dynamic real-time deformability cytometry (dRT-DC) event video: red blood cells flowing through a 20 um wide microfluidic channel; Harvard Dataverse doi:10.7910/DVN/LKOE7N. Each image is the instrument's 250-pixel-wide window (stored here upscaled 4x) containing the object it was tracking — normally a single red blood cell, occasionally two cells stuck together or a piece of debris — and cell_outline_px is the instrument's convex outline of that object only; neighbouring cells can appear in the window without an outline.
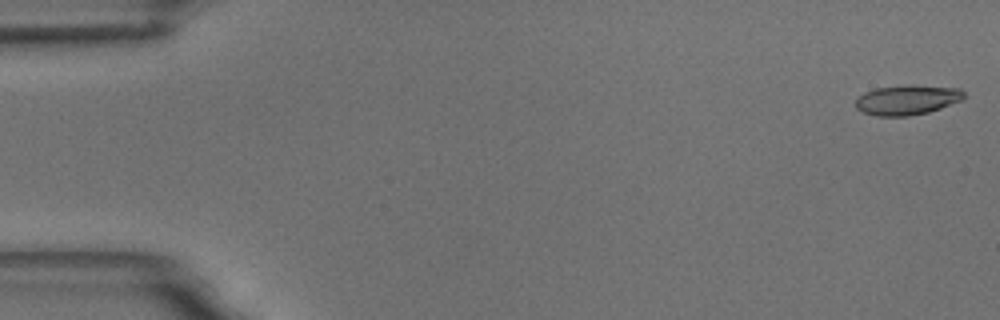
{"species": "common noctule bat (a hibernating species)", "species_latin": "Nyctalus noctula", "temperature_condition": "room temperature", "stored_images_in_passage": 6, "camera_frame_rate_fps": 3000, "um_per_image_px": 0.085, "animal": {"sex": "male", "body_mass_g": 18.8}, "frame": {"image": 1, "passage_image": 1, "time_ms": 0.0, "image_size_px": [1000, 320], "cell_outline_px": [[964, 100], [928, 112], [908, 116], [876, 116], [864, 112], [856, 108], [856, 100], [864, 92], [876, 88], [904, 84], [908, 84], [960, 88], [964, 92]], "centroid_in_image_um": [77.13, 8.47], "position_along_channel_um": 7.9, "area_um2": 19.02}}
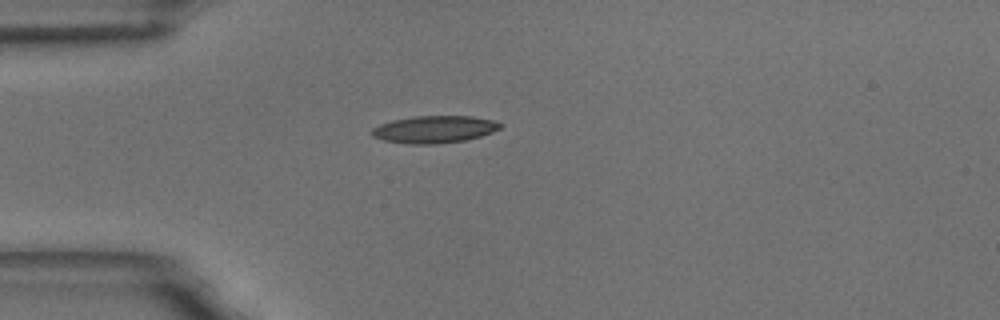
{"frame": {"image": 2, "passage_image": 5, "time_ms": 4.667, "image_size_px": [1000, 320], "cell_outline_px": [[504, 124], [500, 128], [492, 132], [480, 136], [464, 140], [436, 144], [408, 144], [384, 140], [372, 136], [372, 128], [380, 124], [392, 120], [416, 116], [472, 116], [492, 120]], "centroid_in_image_um": [36.92, 10.99], "position_along_channel_um": 48.1, "area_um2": 20.29}}